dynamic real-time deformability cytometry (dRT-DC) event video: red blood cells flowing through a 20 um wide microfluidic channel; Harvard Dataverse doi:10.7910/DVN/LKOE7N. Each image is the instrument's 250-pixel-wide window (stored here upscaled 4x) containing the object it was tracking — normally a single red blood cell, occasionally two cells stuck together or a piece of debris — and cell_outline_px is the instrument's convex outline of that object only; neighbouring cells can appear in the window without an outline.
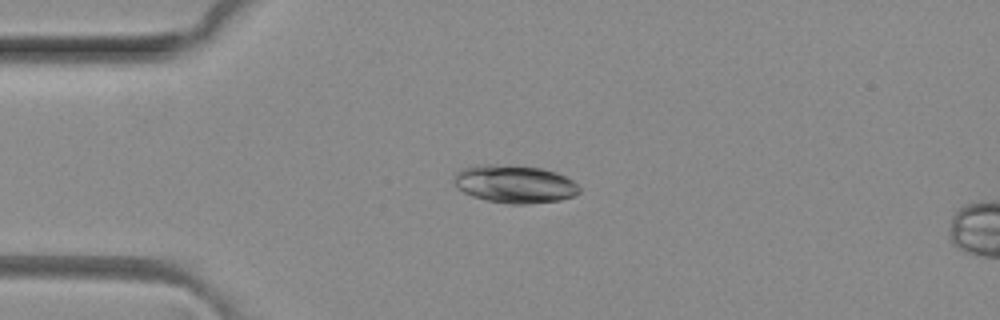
{"species": "common noctule bat (a hibernating species)", "species_latin": "Nyctalus noctula", "temperature_condition": "room temperature", "stored_images_in_passage": 4, "camera_frame_rate_fps": 3000, "um_per_image_px": 0.085, "animal": {"sex": "female", "body_mass_g": 29.2, "forearm_length_mm": 56.3}, "frame": {"image": 1, "passage_image": 3, "time_ms": 0.667, "image_size_px": [1000, 320], "cell_outline_px": [[580, 192], [572, 196], [560, 200], [528, 204], [508, 204], [488, 200], [472, 196], [456, 188], [452, 180], [452, 176], [460, 168], [476, 164], [492, 164], [544, 168], [556, 172], [572, 180], [580, 188]], "centroid_in_image_um": [43.68, 15.63], "position_along_channel_um": 41.3, "area_um2": 27.98}}